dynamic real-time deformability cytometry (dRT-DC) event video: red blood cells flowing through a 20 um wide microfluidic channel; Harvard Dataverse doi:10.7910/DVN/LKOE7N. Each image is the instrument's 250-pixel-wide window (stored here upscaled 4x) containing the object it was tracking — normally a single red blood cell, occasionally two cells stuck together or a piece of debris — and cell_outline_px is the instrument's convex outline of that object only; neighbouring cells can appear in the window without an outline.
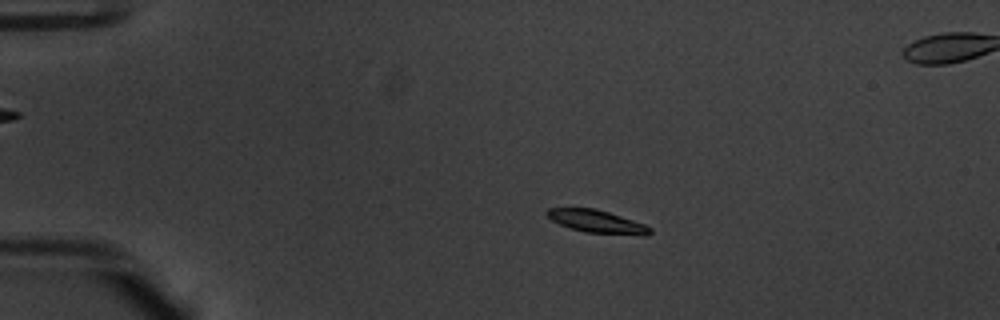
{"species": "common noctule bat (a hibernating species)", "species_latin": "Nyctalus noctula", "temperature_condition": "warm", "stored_images_in_passage": 56, "segment_of_instrument_passage": [1, 2], "camera_frame_rate_fps": 3000, "um_per_image_px": 0.085, "animal": {"sex": "male", "body_mass_g": 20.1, "forearm_length_mm": 53.5}, "frame": {"image": 1, "passage_image": 12, "time_ms": 3.667, "image_size_px": [1000, 320], "cell_outline_px": [[652, 232], [648, 236], [640, 236], [584, 232], [560, 224], [552, 220], [544, 212], [548, 208], [596, 208], [644, 224], [652, 228]], "centroid_in_image_um": [50.78, 18.84], "position_along_channel_um": 34.2, "area_um2": 13.76}}
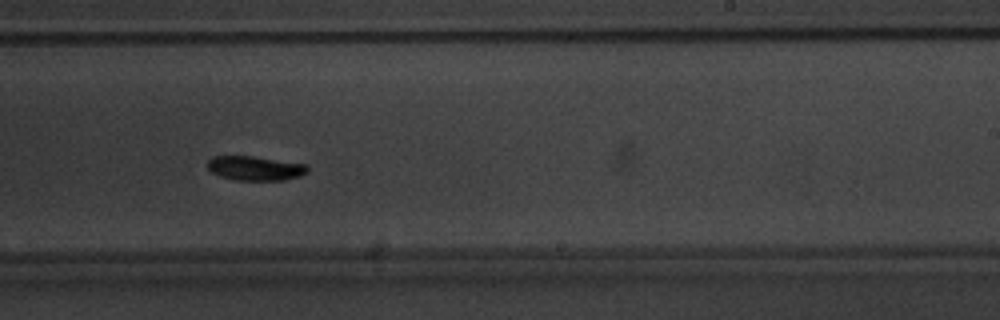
{"frame": {"image": 2, "passage_image": 35, "time_ms": 11.333, "image_size_px": [1000, 320], "cell_outline_px": [[308, 172], [300, 176], [284, 180], [236, 180], [220, 176], [212, 172], [208, 168], [208, 160], [212, 156], [252, 156], [308, 164]], "centroid_in_image_um": [21.71, 14.3], "position_along_channel_um": 267.3, "area_um2": 14.22}}
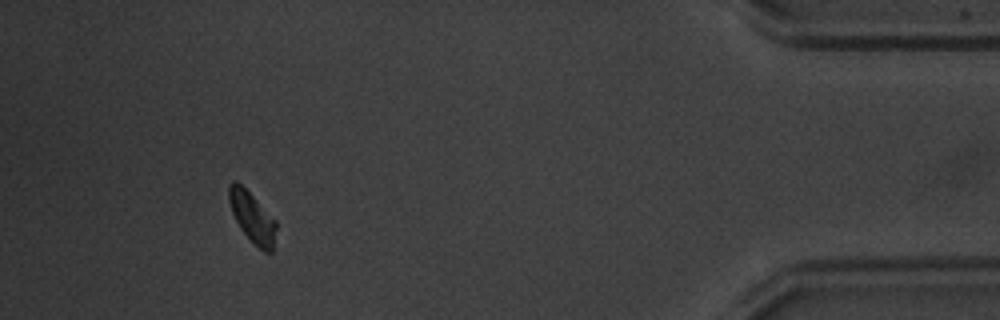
{"frame": {"image": 3, "passage_image": 51, "time_ms": 16.667, "image_size_px": [1000, 320], "cell_outline_px": [[276, 228], [272, 252], [264, 252], [240, 228], [232, 212], [228, 200], [228, 184], [232, 180], [236, 180], [276, 220]], "centroid_in_image_um": [21.42, 18.43], "position_along_channel_um": 413.8, "area_um2": 13.53}}